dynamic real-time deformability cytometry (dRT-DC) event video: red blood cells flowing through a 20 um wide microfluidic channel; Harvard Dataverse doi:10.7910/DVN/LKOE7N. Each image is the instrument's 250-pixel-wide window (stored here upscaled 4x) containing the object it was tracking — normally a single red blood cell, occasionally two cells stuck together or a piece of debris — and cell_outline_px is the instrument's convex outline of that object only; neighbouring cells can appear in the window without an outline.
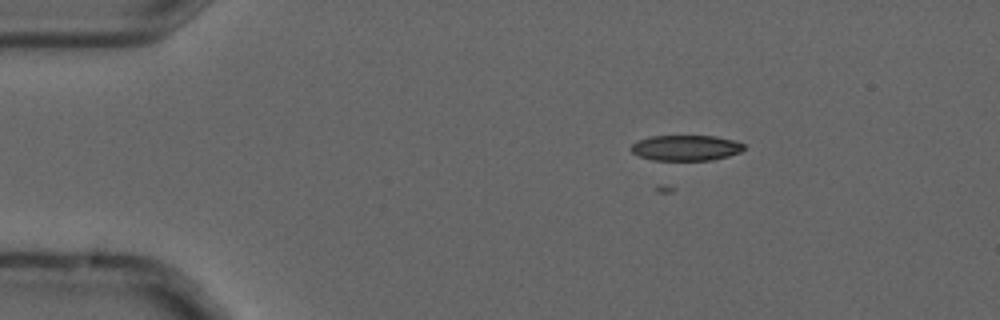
{"species": "common noctule bat (a hibernating species)", "species_latin": "Nyctalus noctula", "temperature_condition": "cold", "stored_images_in_passage": 4, "camera_frame_rate_fps": 3000, "um_per_image_px": 0.085, "animal": {"sex": "male", "forearm_length_mm": 52.5}, "frame": {"image": 1, "passage_image": 3, "time_ms": 0.667, "image_size_px": [1000, 320], "cell_outline_px": [[744, 148], [740, 152], [716, 160], [652, 160], [640, 156], [632, 152], [628, 148], [636, 140], [652, 136], [716, 136], [732, 140], [744, 144]], "centroid_in_image_um": [58.27, 12.57], "position_along_channel_um": 26.7, "area_um2": 16.88}}